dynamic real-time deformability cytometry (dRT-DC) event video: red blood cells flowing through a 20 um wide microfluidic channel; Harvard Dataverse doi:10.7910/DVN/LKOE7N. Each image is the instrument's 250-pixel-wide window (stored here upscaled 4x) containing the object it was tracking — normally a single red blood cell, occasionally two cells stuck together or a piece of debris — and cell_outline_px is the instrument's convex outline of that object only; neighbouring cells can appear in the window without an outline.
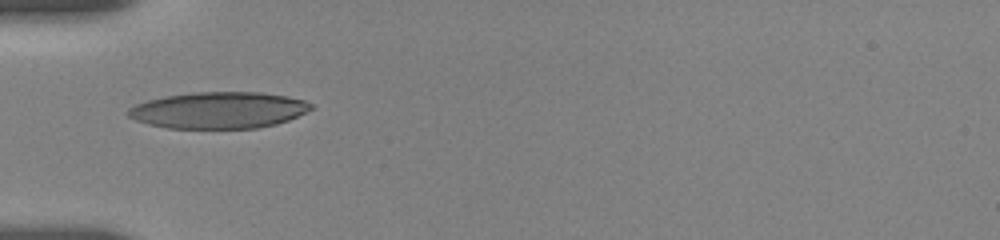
{"species": "human", "species_latin": "Homo sapiens", "temperature_condition": "room temperature", "stored_images_in_passage": 33, "camera_frame_rate_fps": 3000, "um_per_image_px": 0.085, "donor": {"sex": "female"}, "frame": {"image": 1, "passage_image": 1, "time_ms": 0.0, "image_size_px": [1000, 240], "cell_outline_px": [[316, 108], [288, 120], [276, 124], [256, 128], [168, 128], [148, 124], [136, 120], [128, 116], [128, 108], [136, 104], [148, 100], [164, 96], [192, 92], [260, 92], [288, 96], [304, 100], [316, 104]], "centroid_in_image_um": [18.64, 9.36], "position_along_channel_um": 66.4, "area_um2": 39.13}}
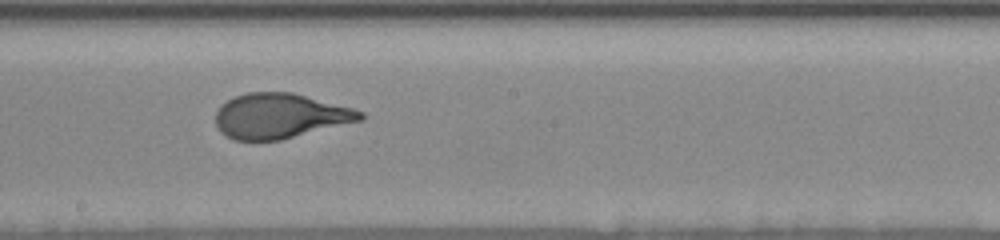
{"frame": {"image": 2, "passage_image": 21, "time_ms": 4.333, "image_size_px": [1000, 240], "cell_outline_px": [[364, 120], [280, 140], [232, 140], [220, 132], [216, 124], [216, 112], [220, 104], [236, 96], [248, 92], [292, 92], [352, 108], [364, 112]], "centroid_in_image_um": [23.79, 9.86], "position_along_channel_um": 224.4, "area_um2": 37.97}}
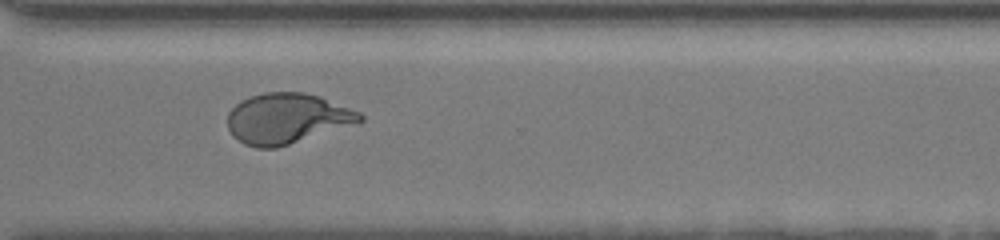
{"frame": {"image": 3, "passage_image": 32, "time_ms": 7.667, "image_size_px": [1000, 240], "cell_outline_px": [[364, 120], [360, 124], [276, 148], [256, 148], [244, 144], [236, 140], [232, 136], [228, 128], [228, 112], [240, 100], [248, 96], [264, 92], [304, 92], [320, 96], [360, 112], [364, 116]], "centroid_in_image_um": [24.42, 10.08], "position_along_channel_um": 346.2, "area_um2": 39.59}}